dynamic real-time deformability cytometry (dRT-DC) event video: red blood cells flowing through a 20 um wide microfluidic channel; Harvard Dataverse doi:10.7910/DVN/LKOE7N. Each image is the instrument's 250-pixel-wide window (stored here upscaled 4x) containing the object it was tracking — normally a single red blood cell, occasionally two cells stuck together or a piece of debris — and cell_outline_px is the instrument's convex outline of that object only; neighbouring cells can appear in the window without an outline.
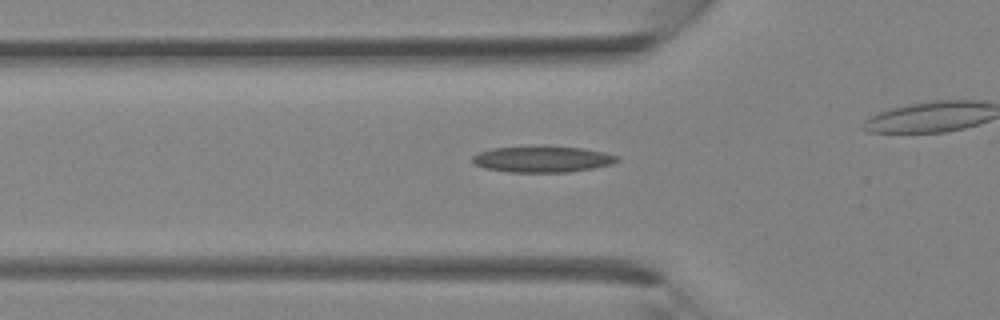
{"species": "Egyptian fruit bat (a non-hibernating species)", "species_latin": "Rousettus aegyptiacus", "temperature_condition": "room temperature", "stored_images_in_passage": 20, "camera_frame_rate_fps": 3000, "um_per_image_px": 0.085, "animal": {"sex": "female"}, "frame": {"image": 1, "passage_image": 2, "time_ms": 0.333, "image_size_px": [1000, 320], "cell_outline_px": [[620, 160], [612, 164], [592, 168], [568, 172], [508, 172], [484, 168], [476, 164], [472, 160], [472, 156], [480, 152], [492, 148], [584, 148], [604, 152], [620, 156]], "centroid_in_image_um": [46.14, 13.56], "position_along_channel_um": 79.7, "area_um2": 21.39}}
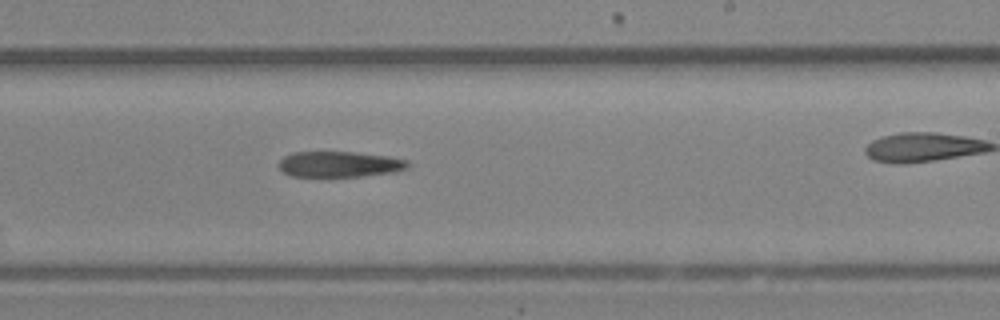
{"frame": {"image": 2, "passage_image": 12, "time_ms": 3.667, "image_size_px": [1000, 320], "cell_outline_px": [[412, 164], [408, 168], [396, 172], [360, 176], [292, 176], [284, 172], [280, 168], [280, 160], [284, 156], [292, 152], [352, 152], [388, 156], [408, 160]], "centroid_in_image_um": [28.92, 13.95], "position_along_channel_um": 260.1, "area_um2": 19.31}}
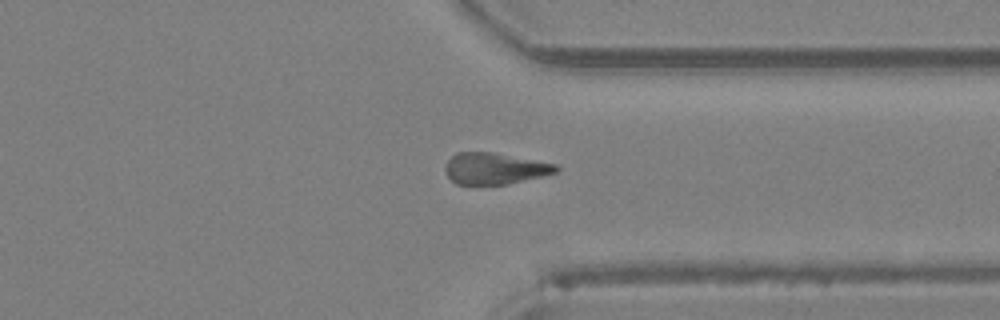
{"frame": {"image": 3, "passage_image": 18, "time_ms": 5.667, "image_size_px": [1000, 320], "cell_outline_px": [[560, 168], [556, 172], [508, 184], [456, 184], [448, 176], [444, 168], [448, 160], [456, 152], [492, 152], [556, 164]], "centroid_in_image_um": [42.02, 14.32], "position_along_channel_um": 369.4, "area_um2": 20.0}}